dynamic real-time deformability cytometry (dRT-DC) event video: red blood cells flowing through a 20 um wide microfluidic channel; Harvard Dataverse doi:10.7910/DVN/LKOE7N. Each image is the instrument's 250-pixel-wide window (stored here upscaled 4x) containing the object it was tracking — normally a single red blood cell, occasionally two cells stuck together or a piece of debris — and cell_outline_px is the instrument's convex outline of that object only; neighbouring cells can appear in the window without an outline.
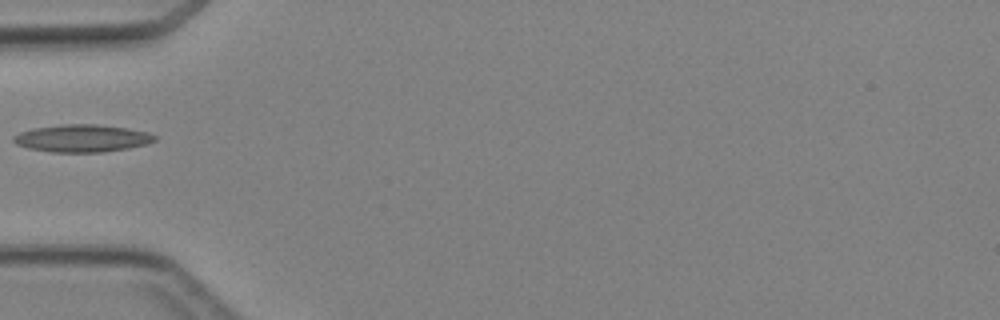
{"species": "Egyptian fruit bat (a non-hibernating species)", "species_latin": "Rousettus aegyptiacus", "temperature_condition": "cold", "stored_images_in_passage": 4, "camera_frame_rate_fps": 3000, "um_per_image_px": 0.085, "animal": {"sex": "female"}, "frame": {"image": 1, "passage_image": 4, "time_ms": 4.667, "image_size_px": [1000, 320], "cell_outline_px": [[156, 140], [148, 144], [128, 148], [104, 152], [52, 152], [28, 148], [16, 144], [12, 140], [12, 136], [20, 132], [36, 128], [64, 124], [96, 124], [128, 128], [148, 132], [156, 136]], "centroid_in_image_um": [7.0, 11.76], "position_along_channel_um": 78.0, "area_um2": 22.6}}